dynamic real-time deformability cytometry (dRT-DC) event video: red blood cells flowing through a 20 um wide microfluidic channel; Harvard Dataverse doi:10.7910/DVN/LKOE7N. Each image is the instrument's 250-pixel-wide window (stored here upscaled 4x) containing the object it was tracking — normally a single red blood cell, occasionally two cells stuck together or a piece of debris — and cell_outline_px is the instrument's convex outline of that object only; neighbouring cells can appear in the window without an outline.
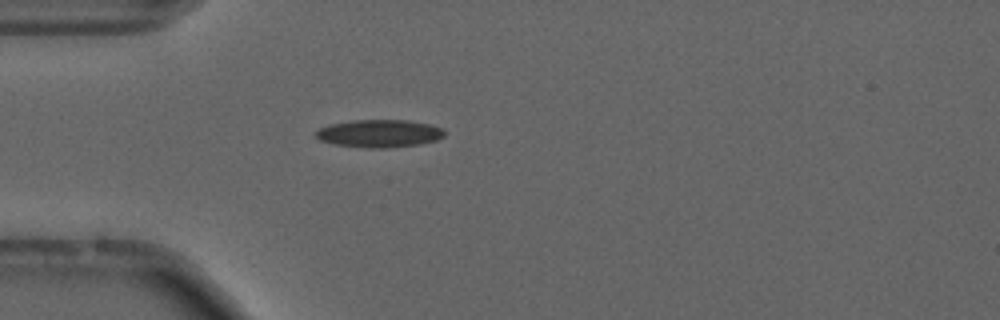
{"species": "common noctule bat (a hibernating species)", "species_latin": "Nyctalus noctula", "temperature_condition": "cold", "stored_images_in_passage": 55, "camera_frame_rate_fps": 3000, "um_per_image_px": 0.085, "animal": {"sex": "male", "forearm_length_mm": 52.5}, "frame": {"image": 1, "passage_image": 16, "time_ms": 5.0, "image_size_px": [1000, 320], "cell_outline_px": [[444, 136], [436, 140], [420, 144], [388, 148], [368, 148], [336, 144], [320, 140], [312, 132], [328, 124], [352, 120], [408, 120], [432, 124], [440, 128], [444, 132]], "centroid_in_image_um": [32.22, 11.34], "position_along_channel_um": 52.8, "area_um2": 20.87}, "authors_computed_cell_mechanics": {"area_um2": 18.8428, "velocity_mm_per_s": 3.7233, "shape_relaxation_time_tau1_ms": null, "shape_relaxation_time_tau2_ms": 4.4142, "deformation_change_tau1": null, "deformation_change_tau2": 0.1233}}